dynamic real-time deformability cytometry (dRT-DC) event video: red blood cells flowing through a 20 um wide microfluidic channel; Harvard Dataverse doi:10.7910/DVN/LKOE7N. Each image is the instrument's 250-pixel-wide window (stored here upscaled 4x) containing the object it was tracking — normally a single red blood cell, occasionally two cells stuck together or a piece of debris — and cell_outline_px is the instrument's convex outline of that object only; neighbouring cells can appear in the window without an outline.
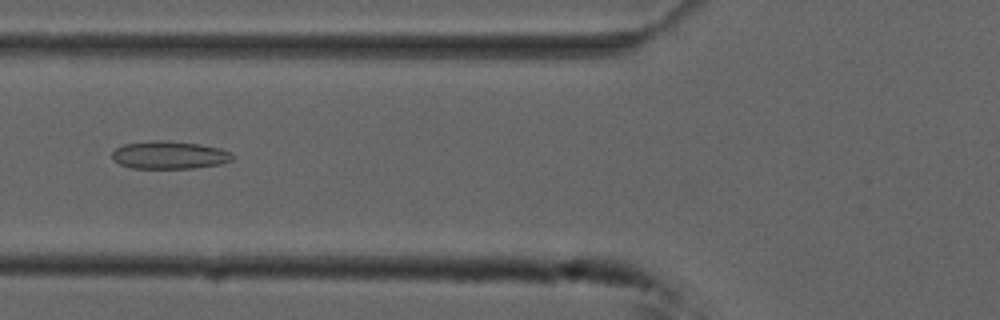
{"species": "common noctule bat (a hibernating species)", "species_latin": "Nyctalus noctula", "temperature_condition": "cold", "stored_images_in_passage": 54, "camera_frame_rate_fps": 3000, "um_per_image_px": 0.085, "animal": {"sex": "male", "forearm_length_mm": 52.5}, "frame": {"image": 1, "passage_image": 21, "time_ms": 6.667, "image_size_px": [1000, 320], "cell_outline_px": [[232, 160], [220, 164], [192, 168], [132, 168], [120, 164], [112, 160], [112, 152], [116, 148], [124, 144], [156, 140], [168, 140], [200, 144], [220, 148], [232, 152]], "centroid_in_image_um": [14.39, 13.17], "position_along_channel_um": 111.4, "area_um2": 19.54}}
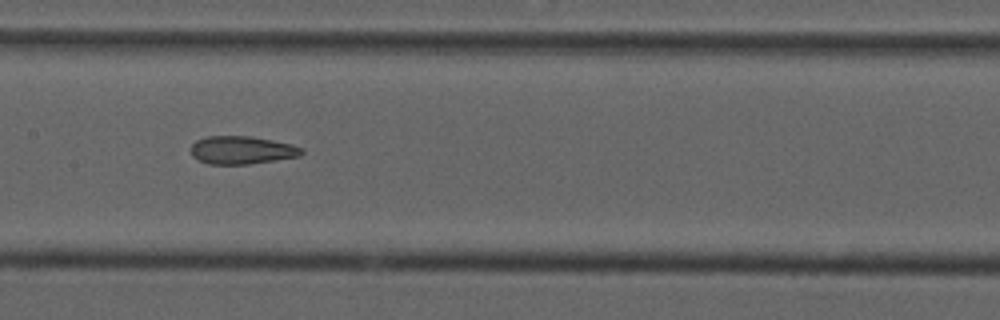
{"frame": {"image": 2, "passage_image": 27, "time_ms": 8.667, "image_size_px": [1000, 320], "cell_outline_px": [[304, 152], [300, 156], [248, 164], [208, 164], [196, 160], [192, 156], [192, 144], [196, 140], [208, 136], [252, 136], [292, 144], [304, 148]], "centroid_in_image_um": [20.56, 12.76], "position_along_channel_um": 186.8, "area_um2": 18.15}}
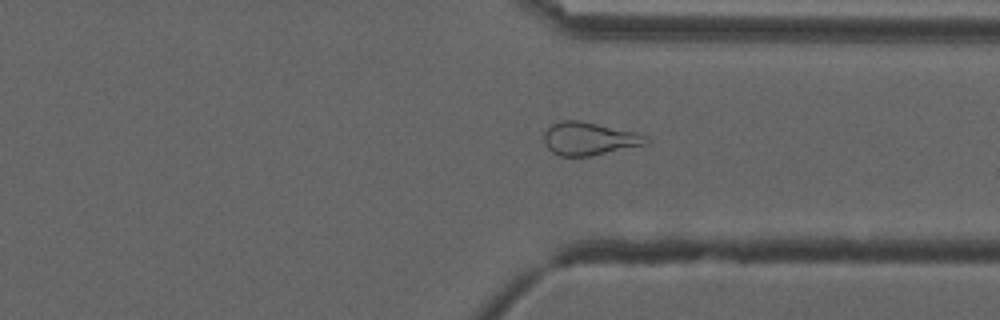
{"frame": {"image": 3, "passage_image": 41, "time_ms": 13.333, "image_size_px": [1000, 320], "cell_outline_px": [[648, 144], [592, 156], [560, 156], [552, 152], [544, 144], [544, 132], [552, 124], [560, 120], [580, 120], [636, 132], [648, 136]], "centroid_in_image_um": [50.08, 11.79], "position_along_channel_um": 361.3, "area_um2": 19.83}, "authors_computed_cell_mechanics": {"area_um2": 21.8484, "velocity_mm_per_s": 3.7534, "shape_relaxation_time_tau1_ms": null, "shape_relaxation_time_tau2_ms": 3.3535, "deformation_change_tau1": null, "deformation_change_tau2": 0.1347}}